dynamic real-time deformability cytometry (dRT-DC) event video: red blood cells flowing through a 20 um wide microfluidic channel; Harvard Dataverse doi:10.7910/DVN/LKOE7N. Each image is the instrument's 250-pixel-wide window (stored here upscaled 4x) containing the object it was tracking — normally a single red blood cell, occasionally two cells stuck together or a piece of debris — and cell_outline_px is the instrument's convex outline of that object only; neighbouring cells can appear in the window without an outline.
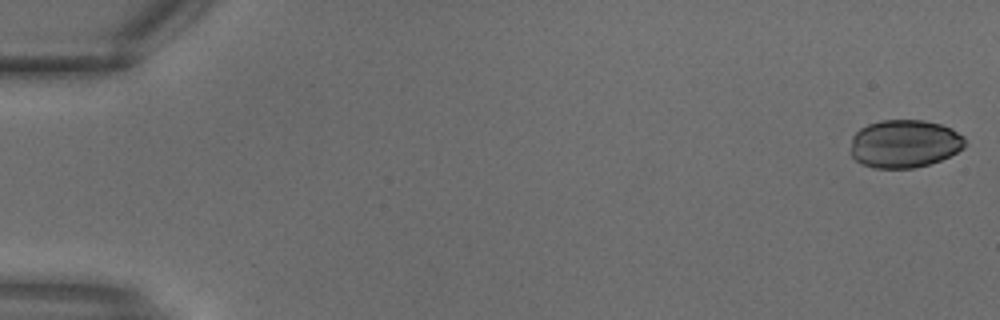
{"species": "common noctule bat (a hibernating species)", "species_latin": "Nyctalus noctula", "temperature_condition": "warm", "stored_images_in_passage": 19, "camera_frame_rate_fps": 3000, "um_per_image_px": 0.085, "animal": {"sex": "male", "body_mass_g": 18.8}, "frame": {"image": 1, "passage_image": 1, "time_ms": 0.0, "image_size_px": [1000, 320], "cell_outline_px": [[968, 144], [964, 148], [940, 160], [928, 164], [912, 168], [876, 168], [864, 164], [856, 160], [852, 156], [852, 136], [860, 128], [868, 124], [880, 120], [924, 120], [940, 124], [952, 128], [964, 136]], "centroid_in_image_um": [76.91, 12.2], "position_along_channel_um": 8.1, "area_um2": 32.02}}